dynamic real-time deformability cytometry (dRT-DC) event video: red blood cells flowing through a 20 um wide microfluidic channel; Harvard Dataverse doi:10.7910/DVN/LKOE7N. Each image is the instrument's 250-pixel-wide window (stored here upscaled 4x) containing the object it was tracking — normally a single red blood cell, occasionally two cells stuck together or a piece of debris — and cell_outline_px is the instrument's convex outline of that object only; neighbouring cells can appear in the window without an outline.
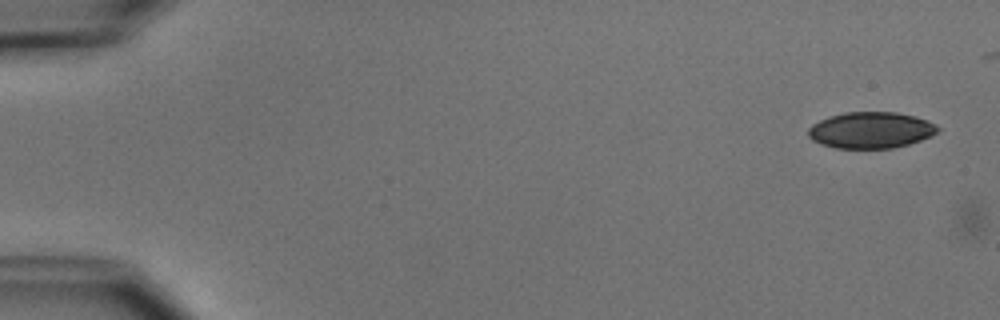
{"species": "common noctule bat (a hibernating species)", "species_latin": "Nyctalus noctula", "temperature_condition": "cold", "stored_images_in_passage": 2, "camera_frame_rate_fps": 3000, "um_per_image_px": 0.085, "animal": {"sex": "male", "body_mass_g": 15.6}, "frame": {"image": 1, "passage_image": 1, "time_ms": 0.0, "image_size_px": [1000, 320], "cell_outline_px": [[940, 128], [932, 136], [908, 144], [892, 148], [836, 148], [820, 144], [812, 140], [808, 136], [808, 128], [812, 124], [828, 116], [844, 112], [896, 112], [916, 116], [936, 124]], "centroid_in_image_um": [74.0, 11.05], "position_along_channel_um": 11.0, "area_um2": 27.51}}